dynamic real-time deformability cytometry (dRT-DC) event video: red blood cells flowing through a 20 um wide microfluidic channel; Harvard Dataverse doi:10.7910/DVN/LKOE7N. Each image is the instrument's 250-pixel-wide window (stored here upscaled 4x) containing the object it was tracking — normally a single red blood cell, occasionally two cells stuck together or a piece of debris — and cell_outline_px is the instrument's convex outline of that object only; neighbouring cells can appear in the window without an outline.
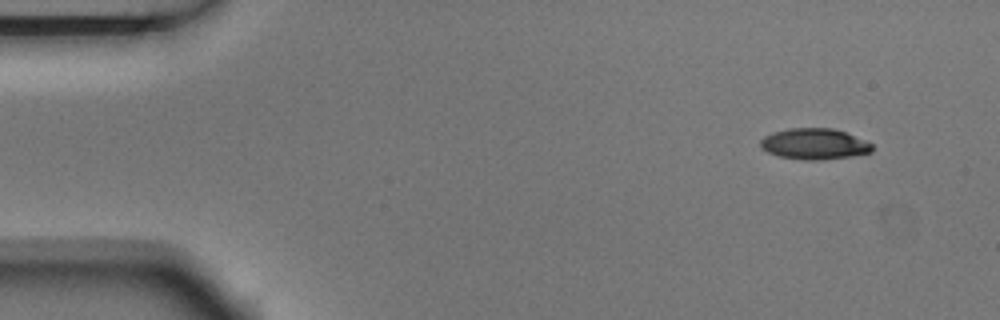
{"species": "Egyptian fruit bat (a non-hibernating species)", "species_latin": "Rousettus aegyptiacus", "temperature_condition": "room temperature", "stored_images_in_passage": 5, "camera_frame_rate_fps": 3000, "um_per_image_px": 0.085, "animal": {"sex": "male"}, "frame": {"image": 1, "passage_image": 1, "time_ms": 0.0, "image_size_px": [1000, 320], "cell_outline_px": [[872, 152], [852, 156], [816, 160], [804, 160], [780, 156], [768, 152], [760, 148], [760, 140], [764, 136], [788, 128], [832, 128], [844, 132], [872, 144]], "centroid_in_image_um": [69.19, 12.24], "position_along_channel_um": 15.8, "area_um2": 19.88}}